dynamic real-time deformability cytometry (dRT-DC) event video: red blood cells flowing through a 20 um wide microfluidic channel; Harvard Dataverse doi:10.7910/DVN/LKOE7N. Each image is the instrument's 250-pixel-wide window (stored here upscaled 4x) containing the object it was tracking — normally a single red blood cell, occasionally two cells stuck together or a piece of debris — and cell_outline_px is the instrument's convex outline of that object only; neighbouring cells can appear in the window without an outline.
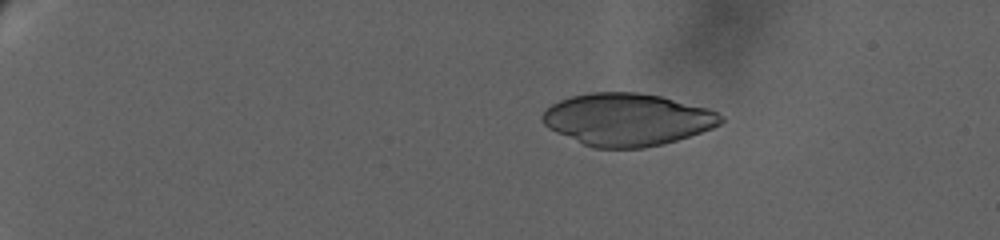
{"species": "human", "species_latin": "Homo sapiens", "temperature_condition": "warm", "stored_images_in_passage": 18, "camera_frame_rate_fps": 3000, "um_per_image_px": 0.085, "donor": {"sex": "female"}, "frame": {"image": 1, "passage_image": 5, "time_ms": 4.667, "image_size_px": [1000, 240], "cell_outline_px": [[724, 120], [720, 124], [712, 128], [676, 140], [644, 148], [596, 148], [584, 144], [556, 132], [548, 128], [540, 120], [540, 116], [552, 104], [560, 100], [572, 96], [592, 92], [636, 92], [660, 96], [708, 108], [724, 116]], "centroid_in_image_um": [53.3, 10.15], "position_along_channel_um": 31.7, "area_um2": 54.16}}